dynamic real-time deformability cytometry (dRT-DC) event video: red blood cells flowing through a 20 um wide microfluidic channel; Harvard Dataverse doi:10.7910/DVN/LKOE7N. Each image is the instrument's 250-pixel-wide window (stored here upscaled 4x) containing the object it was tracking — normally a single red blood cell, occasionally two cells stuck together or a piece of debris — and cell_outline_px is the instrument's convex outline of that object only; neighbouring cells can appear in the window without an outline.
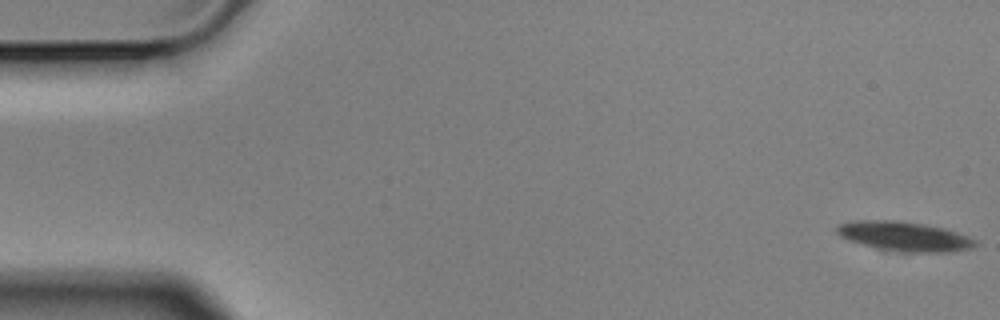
{"species": "Egyptian fruit bat (a non-hibernating species)", "species_latin": "Rousettus aegyptiacus", "temperature_condition": "cold", "stored_images_in_passage": 5, "camera_frame_rate_fps": 3000, "um_per_image_px": 0.085, "animal": {"sex": "male"}, "frame": {"image": 1, "passage_image": 1, "time_ms": 0.0, "image_size_px": [1000, 320], "cell_outline_px": [[976, 244], [972, 248], [952, 252], [904, 252], [876, 248], [848, 240], [840, 236], [836, 232], [836, 228], [840, 224], [856, 220], [896, 220], [924, 224], [944, 228], [968, 236], [976, 240]], "centroid_in_image_um": [76.87, 20.09], "position_along_channel_um": 8.1, "area_um2": 23.76}}
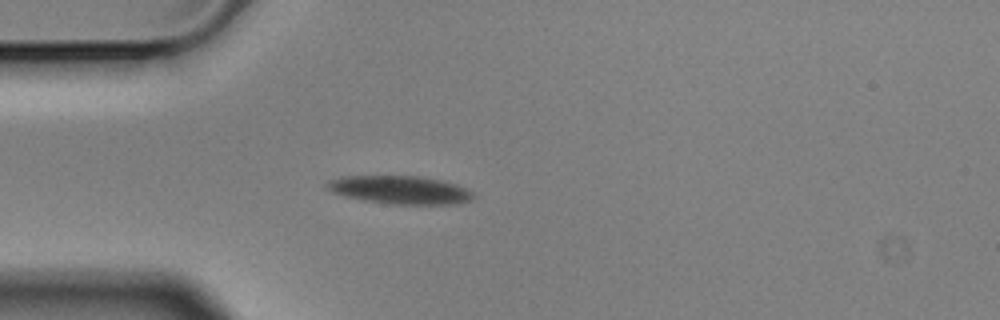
{"frame": {"image": 2, "passage_image": 5, "time_ms": 1.333, "image_size_px": [1000, 320], "cell_outline_px": [[476, 196], [472, 200], [460, 204], [392, 204], [360, 200], [344, 196], [332, 192], [324, 188], [324, 184], [328, 180], [344, 176], [416, 176], [440, 180], [456, 184], [472, 192]], "centroid_in_image_um": [33.97, 16.15], "position_along_channel_um": 51.0, "area_um2": 24.22}}